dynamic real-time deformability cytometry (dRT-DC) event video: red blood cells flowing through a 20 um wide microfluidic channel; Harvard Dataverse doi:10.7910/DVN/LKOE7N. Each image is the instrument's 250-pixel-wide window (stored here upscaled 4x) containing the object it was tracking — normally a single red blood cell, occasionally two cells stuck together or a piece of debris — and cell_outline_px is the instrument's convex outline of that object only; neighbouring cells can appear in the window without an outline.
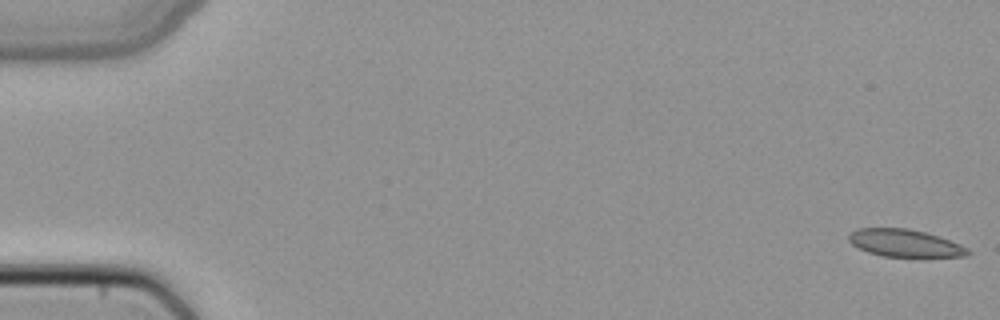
{"species": "common noctule bat (a hibernating species)", "species_latin": "Nyctalus noctula", "temperature_condition": "cold", "stored_images_in_passage": 51, "segment_of_instrument_passage": [1, 2], "camera_frame_rate_fps": 3000, "um_per_image_px": 0.085, "animal": {"sex": "female", "body_mass_g": 22.7, "forearm_length_mm": 54.2}, "frame": {"image": 1, "passage_image": 1, "time_ms": 0.0, "image_size_px": [1000, 320], "cell_outline_px": [[972, 252], [968, 256], [880, 256], [868, 252], [852, 244], [848, 240], [848, 236], [856, 228], [908, 228], [924, 232], [960, 244], [968, 248]], "centroid_in_image_um": [76.9, 20.66], "position_along_channel_um": 8.1, "area_um2": 18.79}}
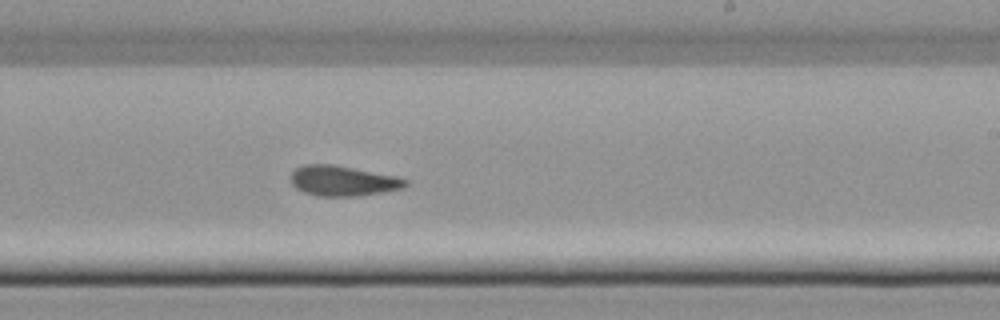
{"frame": {"image": 2, "passage_image": 31, "time_ms": 10.0, "image_size_px": [1000, 320], "cell_outline_px": [[408, 184], [404, 188], [360, 196], [316, 196], [304, 192], [296, 188], [292, 184], [288, 176], [296, 168], [304, 164], [332, 164], [400, 176], [408, 180]], "centroid_in_image_um": [29.15, 15.37], "position_along_channel_um": 259.8, "area_um2": 20.58}}
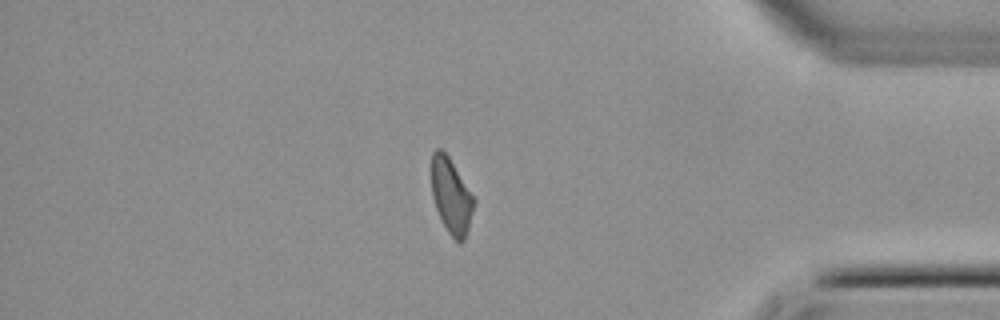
{"frame": {"image": 3, "passage_image": 43, "time_ms": 14.0, "image_size_px": [1000, 320], "cell_outline_px": [[476, 200], [468, 228], [464, 240], [460, 244], [448, 232], [436, 208], [432, 196], [432, 152], [436, 148], [440, 148], [448, 156]], "centroid_in_image_um": [38.36, 16.65], "position_along_channel_um": 396.8, "area_um2": 18.26}}